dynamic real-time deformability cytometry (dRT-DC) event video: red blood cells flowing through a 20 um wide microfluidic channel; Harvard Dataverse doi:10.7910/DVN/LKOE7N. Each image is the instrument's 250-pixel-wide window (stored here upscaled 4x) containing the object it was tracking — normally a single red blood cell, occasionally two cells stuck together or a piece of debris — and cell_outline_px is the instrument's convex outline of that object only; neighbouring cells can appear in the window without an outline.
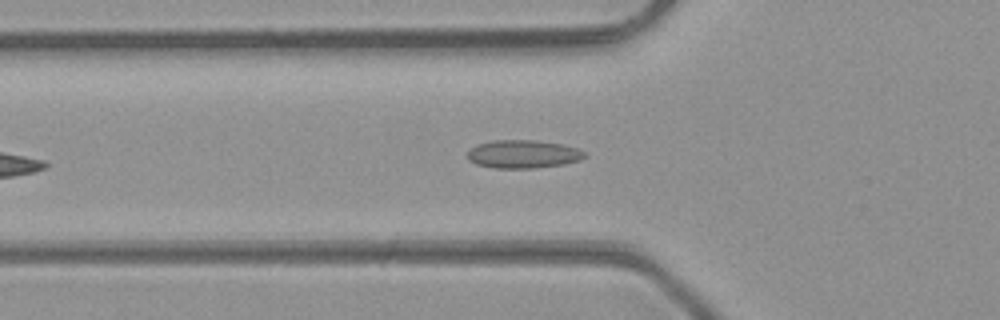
{"species": "common noctule bat (a hibernating species)", "species_latin": "Nyctalus noctula", "temperature_condition": "room temperature", "stored_images_in_passage": 33, "camera_frame_rate_fps": 3000, "um_per_image_px": 0.085, "animal": {"sex": "male", "body_mass_g": 23.1, "forearm_length_mm": 52.7}, "frame": {"image": 1, "passage_image": 4, "time_ms": 1.0, "image_size_px": [1000, 320], "cell_outline_px": [[588, 156], [580, 160], [564, 164], [532, 168], [496, 168], [476, 164], [468, 160], [468, 152], [476, 144], [492, 140], [536, 140], [564, 144], [580, 148]], "centroid_in_image_um": [44.5, 13.09], "position_along_channel_um": 81.3, "area_um2": 19.42}}
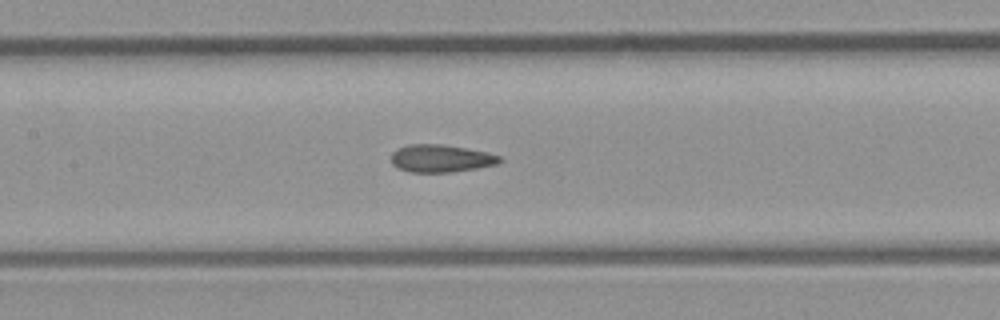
{"frame": {"image": 2, "passage_image": 10, "time_ms": 3.0, "image_size_px": [1000, 320], "cell_outline_px": [[504, 160], [496, 164], [476, 168], [452, 172], [408, 172], [396, 168], [392, 164], [392, 152], [396, 148], [408, 144], [440, 144], [488, 152], [500, 156]], "centroid_in_image_um": [37.44, 13.47], "position_along_channel_um": 170.0, "area_um2": 17.51}}
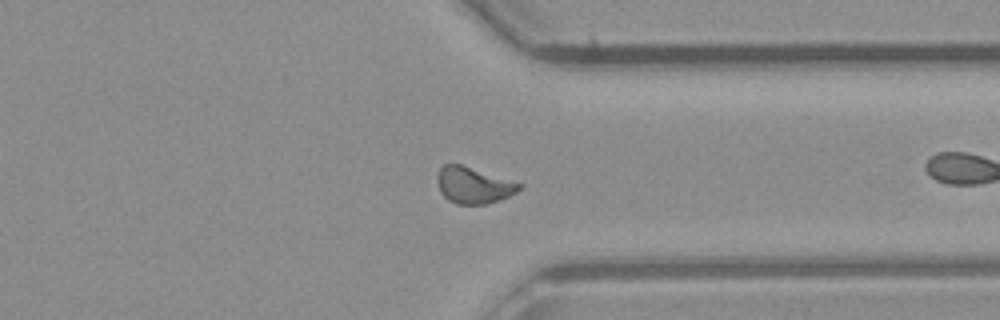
{"frame": {"image": 3, "passage_image": 21, "time_ms": 6.667, "image_size_px": [1000, 320], "cell_outline_px": [[524, 184], [516, 192], [500, 200], [484, 204], [456, 204], [448, 200], [440, 192], [436, 180], [436, 176], [440, 168], [444, 164], [460, 164]], "centroid_in_image_um": [40.22, 15.75], "position_along_channel_um": 371.2, "area_um2": 17.34}, "authors_computed_cell_mechanics": {"area_um2": 17.34, "velocity_mm_per_s": 4.4025, "shape_relaxation_time_tau1_ms": null, "shape_relaxation_time_tau2_ms": 1.6127, "deformation_change_tau1": null, "deformation_change_tau2": 0.0528}}